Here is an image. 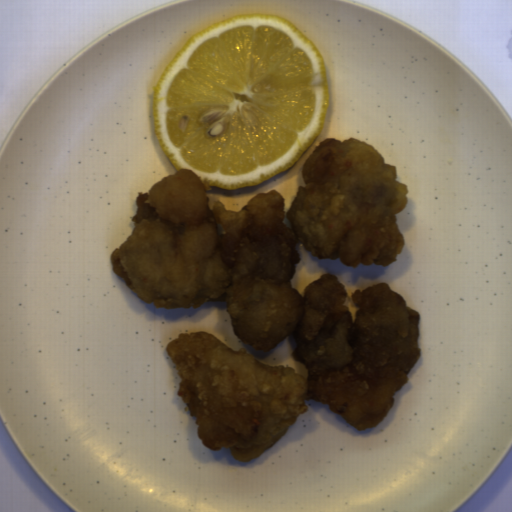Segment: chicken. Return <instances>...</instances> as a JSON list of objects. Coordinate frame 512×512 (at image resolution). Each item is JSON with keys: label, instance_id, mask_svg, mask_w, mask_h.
<instances>
[{"label": "chicken", "instance_id": "1", "mask_svg": "<svg viewBox=\"0 0 512 512\" xmlns=\"http://www.w3.org/2000/svg\"><path fill=\"white\" fill-rule=\"evenodd\" d=\"M300 171L304 186L285 214L274 189L241 211L220 200L211 209L209 182L182 168L139 192L135 228L110 256L113 272L157 309L194 310L225 293L234 333L254 351L268 353L293 333L290 358L308 369L306 378L200 330L165 346L198 439L243 463L284 437L309 398L358 432L378 425L422 353L420 313L386 282L351 293L354 322L337 276L320 275L303 297L291 281L302 260L297 244L353 268L397 261L406 241L395 215L409 201L397 167L351 136L320 141Z\"/></svg>", "mask_w": 512, "mask_h": 512}]
</instances>
